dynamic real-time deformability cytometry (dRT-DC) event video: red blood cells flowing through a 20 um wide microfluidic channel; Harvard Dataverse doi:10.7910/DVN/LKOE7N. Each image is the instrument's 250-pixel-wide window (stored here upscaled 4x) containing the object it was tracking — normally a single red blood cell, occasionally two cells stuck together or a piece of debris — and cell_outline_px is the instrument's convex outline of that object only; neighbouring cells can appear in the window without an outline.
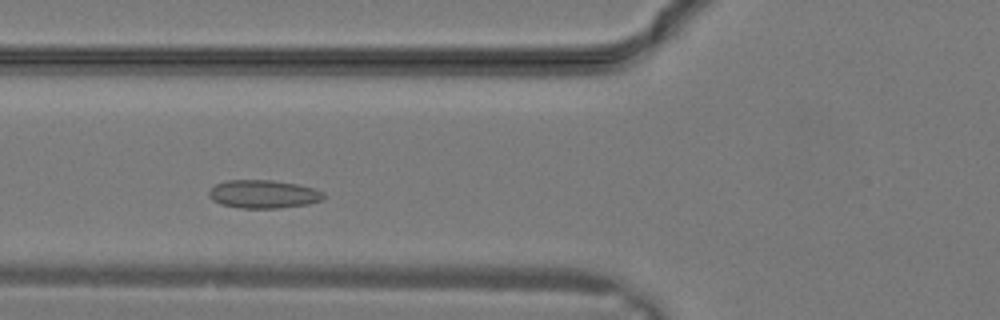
{"species": "common noctule bat (a hibernating species)", "species_latin": "Nyctalus noctula", "temperature_condition": "warm", "stored_images_in_passage": 16, "camera_frame_rate_fps": 3000, "um_per_image_px": 0.085, "animal": {"sex": "male", "body_mass_g": 19.2, "forearm_length_mm": 51.8}, "frame": {"image": 1, "passage_image": 5, "time_ms": 1.333, "image_size_px": [1000, 320], "cell_outline_px": [[324, 196], [320, 200], [308, 204], [280, 208], [240, 208], [220, 204], [212, 200], [208, 196], [208, 192], [216, 184], [224, 180], [272, 180], [296, 184], [312, 188], [324, 192]], "centroid_in_image_um": [22.34, 16.5], "position_along_channel_um": 103.5, "area_um2": 18.84}}
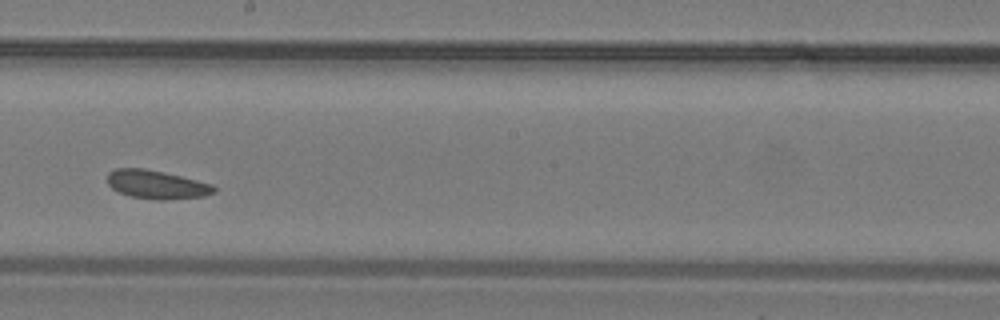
{"frame": {"image": 2, "passage_image": 11, "time_ms": 3.333, "image_size_px": [1000, 320], "cell_outline_px": [[216, 192], [204, 196], [164, 200], [156, 200], [132, 196], [120, 192], [112, 188], [108, 184], [108, 172], [116, 168], [144, 168], [164, 172], [212, 184], [216, 188]], "centroid_in_image_um": [13.32, 15.68], "position_along_channel_um": 234.9, "area_um2": 17.63}}
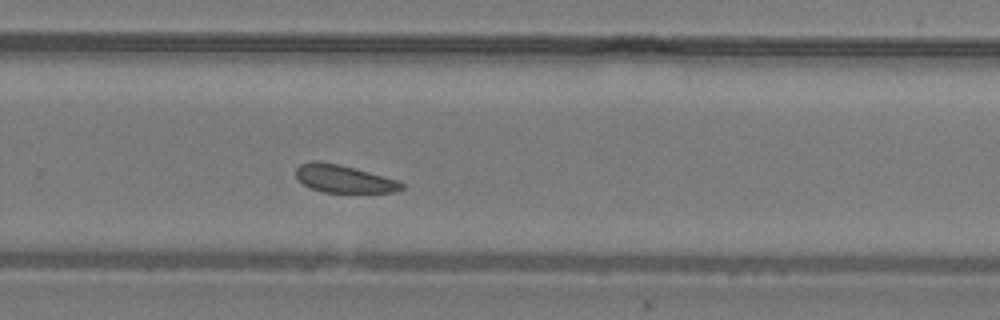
{"frame": {"image": 3, "passage_image": 14, "time_ms": 4.333, "image_size_px": [1000, 320], "cell_outline_px": [[404, 188], [392, 192], [324, 192], [312, 188], [304, 184], [296, 176], [296, 168], [300, 164], [312, 160], [316, 160], [340, 164], [356, 168], [400, 180], [404, 184]], "centroid_in_image_um": [29.25, 15.18], "position_along_channel_um": 300.6, "area_um2": 17.11}}